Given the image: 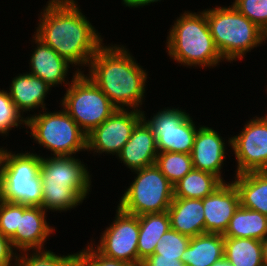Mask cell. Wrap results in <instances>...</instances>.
I'll return each mask as SVG.
<instances>
[{"label": "cell", "instance_id": "6da1fadb", "mask_svg": "<svg viewBox=\"0 0 267 266\" xmlns=\"http://www.w3.org/2000/svg\"><path fill=\"white\" fill-rule=\"evenodd\" d=\"M77 2L46 4L40 12L34 34L75 66L78 73H84L82 68L88 67L92 57L105 43ZM79 66L82 68L79 69Z\"/></svg>", "mask_w": 267, "mask_h": 266}, {"label": "cell", "instance_id": "7a4b0ae2", "mask_svg": "<svg viewBox=\"0 0 267 266\" xmlns=\"http://www.w3.org/2000/svg\"><path fill=\"white\" fill-rule=\"evenodd\" d=\"M110 45L103 44L98 49L89 62V74L86 75L117 108L143 111L148 72L126 46Z\"/></svg>", "mask_w": 267, "mask_h": 266}, {"label": "cell", "instance_id": "3957f363", "mask_svg": "<svg viewBox=\"0 0 267 266\" xmlns=\"http://www.w3.org/2000/svg\"><path fill=\"white\" fill-rule=\"evenodd\" d=\"M76 156L41 155L39 175L42 181L41 207L46 211L75 209L91 192V175ZM84 163V164H83ZM50 210V211H48Z\"/></svg>", "mask_w": 267, "mask_h": 266}, {"label": "cell", "instance_id": "277c9868", "mask_svg": "<svg viewBox=\"0 0 267 266\" xmlns=\"http://www.w3.org/2000/svg\"><path fill=\"white\" fill-rule=\"evenodd\" d=\"M166 39L167 55L187 68H215L224 61L214 44L204 10L183 12L174 21Z\"/></svg>", "mask_w": 267, "mask_h": 266}, {"label": "cell", "instance_id": "5b68a950", "mask_svg": "<svg viewBox=\"0 0 267 266\" xmlns=\"http://www.w3.org/2000/svg\"><path fill=\"white\" fill-rule=\"evenodd\" d=\"M214 44L223 60H242L247 52L261 46L262 29L241 14L233 5L205 9Z\"/></svg>", "mask_w": 267, "mask_h": 266}, {"label": "cell", "instance_id": "8992f818", "mask_svg": "<svg viewBox=\"0 0 267 266\" xmlns=\"http://www.w3.org/2000/svg\"><path fill=\"white\" fill-rule=\"evenodd\" d=\"M41 156L29 151L5 150L0 167L2 200L28 206H41L42 181L39 175Z\"/></svg>", "mask_w": 267, "mask_h": 266}, {"label": "cell", "instance_id": "52a82bcc", "mask_svg": "<svg viewBox=\"0 0 267 266\" xmlns=\"http://www.w3.org/2000/svg\"><path fill=\"white\" fill-rule=\"evenodd\" d=\"M28 116L26 129L30 138L51 152V156H75L87 149V134L64 109Z\"/></svg>", "mask_w": 267, "mask_h": 266}, {"label": "cell", "instance_id": "ba28073f", "mask_svg": "<svg viewBox=\"0 0 267 266\" xmlns=\"http://www.w3.org/2000/svg\"><path fill=\"white\" fill-rule=\"evenodd\" d=\"M65 90L60 106L87 135L117 109L86 74L77 70Z\"/></svg>", "mask_w": 267, "mask_h": 266}, {"label": "cell", "instance_id": "9c48e42d", "mask_svg": "<svg viewBox=\"0 0 267 266\" xmlns=\"http://www.w3.org/2000/svg\"><path fill=\"white\" fill-rule=\"evenodd\" d=\"M132 172L136 176L117 206L136 216L168 211L174 198V188L160 169L154 164Z\"/></svg>", "mask_w": 267, "mask_h": 266}, {"label": "cell", "instance_id": "30bf717a", "mask_svg": "<svg viewBox=\"0 0 267 266\" xmlns=\"http://www.w3.org/2000/svg\"><path fill=\"white\" fill-rule=\"evenodd\" d=\"M142 111V119L148 124L156 139L158 152H178L191 154L199 126L192 116L183 109L165 107L150 119Z\"/></svg>", "mask_w": 267, "mask_h": 266}, {"label": "cell", "instance_id": "8fae6325", "mask_svg": "<svg viewBox=\"0 0 267 266\" xmlns=\"http://www.w3.org/2000/svg\"><path fill=\"white\" fill-rule=\"evenodd\" d=\"M139 216L122 211L118 206L114 220L101 233L98 244H90L102 255L138 266ZM96 246V247H95Z\"/></svg>", "mask_w": 267, "mask_h": 266}, {"label": "cell", "instance_id": "7c38bea8", "mask_svg": "<svg viewBox=\"0 0 267 266\" xmlns=\"http://www.w3.org/2000/svg\"><path fill=\"white\" fill-rule=\"evenodd\" d=\"M241 133L228 138L236 160L234 175L250 171H267V113L244 124Z\"/></svg>", "mask_w": 267, "mask_h": 266}, {"label": "cell", "instance_id": "4fadbf2b", "mask_svg": "<svg viewBox=\"0 0 267 266\" xmlns=\"http://www.w3.org/2000/svg\"><path fill=\"white\" fill-rule=\"evenodd\" d=\"M142 116V111L139 110L117 108L110 117L87 135L86 151L95 155L105 153L117 157Z\"/></svg>", "mask_w": 267, "mask_h": 266}, {"label": "cell", "instance_id": "5bb4252c", "mask_svg": "<svg viewBox=\"0 0 267 266\" xmlns=\"http://www.w3.org/2000/svg\"><path fill=\"white\" fill-rule=\"evenodd\" d=\"M47 212L41 206H28L19 203V222L16 233L10 238L18 252L46 249L47 238L55 228L47 223ZM45 243V244H44Z\"/></svg>", "mask_w": 267, "mask_h": 266}, {"label": "cell", "instance_id": "9a60e30c", "mask_svg": "<svg viewBox=\"0 0 267 266\" xmlns=\"http://www.w3.org/2000/svg\"><path fill=\"white\" fill-rule=\"evenodd\" d=\"M191 151L193 168L217 176L223 183L222 167L227 157L225 139L212 127L199 125ZM226 144V145H225Z\"/></svg>", "mask_w": 267, "mask_h": 266}, {"label": "cell", "instance_id": "2e32d148", "mask_svg": "<svg viewBox=\"0 0 267 266\" xmlns=\"http://www.w3.org/2000/svg\"><path fill=\"white\" fill-rule=\"evenodd\" d=\"M229 182L223 183L212 194L202 199L205 233L224 234L230 219L240 206L238 189L232 181Z\"/></svg>", "mask_w": 267, "mask_h": 266}, {"label": "cell", "instance_id": "e0dca14e", "mask_svg": "<svg viewBox=\"0 0 267 266\" xmlns=\"http://www.w3.org/2000/svg\"><path fill=\"white\" fill-rule=\"evenodd\" d=\"M32 41L36 44L31 50L28 73L39 77L51 87L60 84L67 87L71 82L68 81L70 63L62 58L54 49L46 45L35 34L32 35Z\"/></svg>", "mask_w": 267, "mask_h": 266}, {"label": "cell", "instance_id": "ac0fdd59", "mask_svg": "<svg viewBox=\"0 0 267 266\" xmlns=\"http://www.w3.org/2000/svg\"><path fill=\"white\" fill-rule=\"evenodd\" d=\"M158 153L156 139L148 124L141 119L117 158L132 172L154 165Z\"/></svg>", "mask_w": 267, "mask_h": 266}, {"label": "cell", "instance_id": "d6986e66", "mask_svg": "<svg viewBox=\"0 0 267 266\" xmlns=\"http://www.w3.org/2000/svg\"><path fill=\"white\" fill-rule=\"evenodd\" d=\"M9 95L17 109L23 114L34 109L41 113L46 108L45 100L51 91V86L39 77L26 72L18 74L12 79L9 86Z\"/></svg>", "mask_w": 267, "mask_h": 266}, {"label": "cell", "instance_id": "ffe728a7", "mask_svg": "<svg viewBox=\"0 0 267 266\" xmlns=\"http://www.w3.org/2000/svg\"><path fill=\"white\" fill-rule=\"evenodd\" d=\"M171 229L190 238L205 233L202 199L173 198L168 208Z\"/></svg>", "mask_w": 267, "mask_h": 266}, {"label": "cell", "instance_id": "44dd1931", "mask_svg": "<svg viewBox=\"0 0 267 266\" xmlns=\"http://www.w3.org/2000/svg\"><path fill=\"white\" fill-rule=\"evenodd\" d=\"M224 258V236L203 233L190 238L187 249L181 255L185 266H212Z\"/></svg>", "mask_w": 267, "mask_h": 266}, {"label": "cell", "instance_id": "7402d4cb", "mask_svg": "<svg viewBox=\"0 0 267 266\" xmlns=\"http://www.w3.org/2000/svg\"><path fill=\"white\" fill-rule=\"evenodd\" d=\"M240 205L267 216V171H250L234 176Z\"/></svg>", "mask_w": 267, "mask_h": 266}, {"label": "cell", "instance_id": "603a6c76", "mask_svg": "<svg viewBox=\"0 0 267 266\" xmlns=\"http://www.w3.org/2000/svg\"><path fill=\"white\" fill-rule=\"evenodd\" d=\"M171 228L168 211L146 213L139 216L138 266L154 254L160 238Z\"/></svg>", "mask_w": 267, "mask_h": 266}, {"label": "cell", "instance_id": "cb8c5ba5", "mask_svg": "<svg viewBox=\"0 0 267 266\" xmlns=\"http://www.w3.org/2000/svg\"><path fill=\"white\" fill-rule=\"evenodd\" d=\"M223 236L252 238L262 241L267 237V216L240 205L230 219L228 228Z\"/></svg>", "mask_w": 267, "mask_h": 266}, {"label": "cell", "instance_id": "d4e9b609", "mask_svg": "<svg viewBox=\"0 0 267 266\" xmlns=\"http://www.w3.org/2000/svg\"><path fill=\"white\" fill-rule=\"evenodd\" d=\"M222 184L214 174L193 168L173 186L174 198L203 199Z\"/></svg>", "mask_w": 267, "mask_h": 266}, {"label": "cell", "instance_id": "484cf974", "mask_svg": "<svg viewBox=\"0 0 267 266\" xmlns=\"http://www.w3.org/2000/svg\"><path fill=\"white\" fill-rule=\"evenodd\" d=\"M224 258L232 266H264L261 240L224 237Z\"/></svg>", "mask_w": 267, "mask_h": 266}, {"label": "cell", "instance_id": "4316f807", "mask_svg": "<svg viewBox=\"0 0 267 266\" xmlns=\"http://www.w3.org/2000/svg\"><path fill=\"white\" fill-rule=\"evenodd\" d=\"M155 165L174 186L193 169L191 154L178 152H159Z\"/></svg>", "mask_w": 267, "mask_h": 266}, {"label": "cell", "instance_id": "83f0119b", "mask_svg": "<svg viewBox=\"0 0 267 266\" xmlns=\"http://www.w3.org/2000/svg\"><path fill=\"white\" fill-rule=\"evenodd\" d=\"M22 114L10 98L7 90L0 89V135L8 136L12 128H26L27 118Z\"/></svg>", "mask_w": 267, "mask_h": 266}, {"label": "cell", "instance_id": "f1b7e54d", "mask_svg": "<svg viewBox=\"0 0 267 266\" xmlns=\"http://www.w3.org/2000/svg\"><path fill=\"white\" fill-rule=\"evenodd\" d=\"M190 237L169 229L162 235L155 247L154 254L162 257L181 259V255L189 245Z\"/></svg>", "mask_w": 267, "mask_h": 266}, {"label": "cell", "instance_id": "f546056e", "mask_svg": "<svg viewBox=\"0 0 267 266\" xmlns=\"http://www.w3.org/2000/svg\"><path fill=\"white\" fill-rule=\"evenodd\" d=\"M70 255H58L47 249L23 251L18 253L17 266H60Z\"/></svg>", "mask_w": 267, "mask_h": 266}, {"label": "cell", "instance_id": "4dcf8cb0", "mask_svg": "<svg viewBox=\"0 0 267 266\" xmlns=\"http://www.w3.org/2000/svg\"><path fill=\"white\" fill-rule=\"evenodd\" d=\"M232 5L259 28L267 26V0H234Z\"/></svg>", "mask_w": 267, "mask_h": 266}, {"label": "cell", "instance_id": "1f68e13d", "mask_svg": "<svg viewBox=\"0 0 267 266\" xmlns=\"http://www.w3.org/2000/svg\"><path fill=\"white\" fill-rule=\"evenodd\" d=\"M19 203L2 200L0 202V232L11 238L18 228Z\"/></svg>", "mask_w": 267, "mask_h": 266}, {"label": "cell", "instance_id": "d6a6232c", "mask_svg": "<svg viewBox=\"0 0 267 266\" xmlns=\"http://www.w3.org/2000/svg\"><path fill=\"white\" fill-rule=\"evenodd\" d=\"M80 252L83 257L84 266H131L128 263L112 259L100 254L94 246L88 243Z\"/></svg>", "mask_w": 267, "mask_h": 266}, {"label": "cell", "instance_id": "836d02e7", "mask_svg": "<svg viewBox=\"0 0 267 266\" xmlns=\"http://www.w3.org/2000/svg\"><path fill=\"white\" fill-rule=\"evenodd\" d=\"M17 257L18 251L14 249L11 239L0 232V266H17Z\"/></svg>", "mask_w": 267, "mask_h": 266}, {"label": "cell", "instance_id": "e575fe53", "mask_svg": "<svg viewBox=\"0 0 267 266\" xmlns=\"http://www.w3.org/2000/svg\"><path fill=\"white\" fill-rule=\"evenodd\" d=\"M141 266H185L181 259L153 254L142 261Z\"/></svg>", "mask_w": 267, "mask_h": 266}, {"label": "cell", "instance_id": "d590c367", "mask_svg": "<svg viewBox=\"0 0 267 266\" xmlns=\"http://www.w3.org/2000/svg\"><path fill=\"white\" fill-rule=\"evenodd\" d=\"M60 266H84L81 252L71 254Z\"/></svg>", "mask_w": 267, "mask_h": 266}, {"label": "cell", "instance_id": "8d00e7d4", "mask_svg": "<svg viewBox=\"0 0 267 266\" xmlns=\"http://www.w3.org/2000/svg\"><path fill=\"white\" fill-rule=\"evenodd\" d=\"M161 0H128L124 5L129 8H142L144 6H149L151 3L160 2Z\"/></svg>", "mask_w": 267, "mask_h": 266}, {"label": "cell", "instance_id": "74e56055", "mask_svg": "<svg viewBox=\"0 0 267 266\" xmlns=\"http://www.w3.org/2000/svg\"><path fill=\"white\" fill-rule=\"evenodd\" d=\"M262 244V259L264 266H267V237L261 241Z\"/></svg>", "mask_w": 267, "mask_h": 266}, {"label": "cell", "instance_id": "f35d334b", "mask_svg": "<svg viewBox=\"0 0 267 266\" xmlns=\"http://www.w3.org/2000/svg\"><path fill=\"white\" fill-rule=\"evenodd\" d=\"M76 2V0H48L46 4L54 5V4H70Z\"/></svg>", "mask_w": 267, "mask_h": 266}, {"label": "cell", "instance_id": "ab89813d", "mask_svg": "<svg viewBox=\"0 0 267 266\" xmlns=\"http://www.w3.org/2000/svg\"><path fill=\"white\" fill-rule=\"evenodd\" d=\"M212 266H232L225 258L215 262Z\"/></svg>", "mask_w": 267, "mask_h": 266}, {"label": "cell", "instance_id": "60d3db41", "mask_svg": "<svg viewBox=\"0 0 267 266\" xmlns=\"http://www.w3.org/2000/svg\"><path fill=\"white\" fill-rule=\"evenodd\" d=\"M267 40V26L262 29V42H266Z\"/></svg>", "mask_w": 267, "mask_h": 266}, {"label": "cell", "instance_id": "b9f144b4", "mask_svg": "<svg viewBox=\"0 0 267 266\" xmlns=\"http://www.w3.org/2000/svg\"><path fill=\"white\" fill-rule=\"evenodd\" d=\"M5 148H2L0 147V167H1V162H2V155H3V152H4Z\"/></svg>", "mask_w": 267, "mask_h": 266}, {"label": "cell", "instance_id": "7bdbcfd3", "mask_svg": "<svg viewBox=\"0 0 267 266\" xmlns=\"http://www.w3.org/2000/svg\"><path fill=\"white\" fill-rule=\"evenodd\" d=\"M2 201V193H1V190H0V202Z\"/></svg>", "mask_w": 267, "mask_h": 266}, {"label": "cell", "instance_id": "ee69618b", "mask_svg": "<svg viewBox=\"0 0 267 266\" xmlns=\"http://www.w3.org/2000/svg\"><path fill=\"white\" fill-rule=\"evenodd\" d=\"M128 0H122V5H124Z\"/></svg>", "mask_w": 267, "mask_h": 266}]
</instances>
